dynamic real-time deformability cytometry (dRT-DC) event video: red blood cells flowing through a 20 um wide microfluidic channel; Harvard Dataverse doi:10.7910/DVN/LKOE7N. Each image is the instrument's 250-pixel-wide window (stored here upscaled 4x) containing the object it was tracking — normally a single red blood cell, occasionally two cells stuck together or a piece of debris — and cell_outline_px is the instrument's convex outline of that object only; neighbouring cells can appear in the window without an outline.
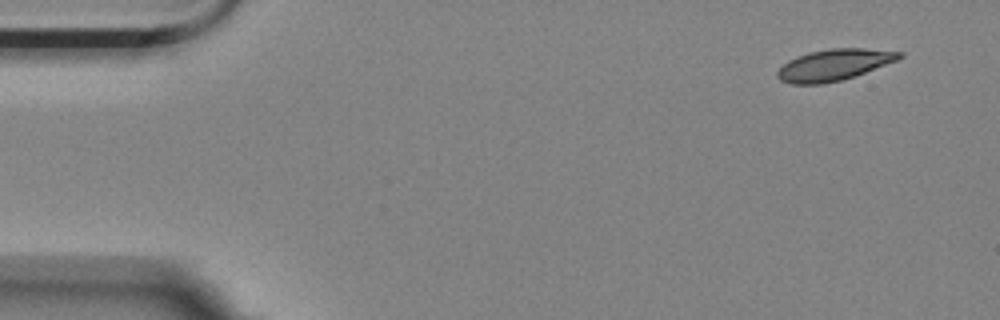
{"species": "Egyptian fruit bat (a non-hibernating species)", "species_latin": "Rousettus aegyptiacus", "temperature_condition": "room temperature", "stored_images_in_passage": 4, "segment_of_instrument_passage": [2, 2], "camera_frame_rate_fps": 3000, "um_per_image_px": 0.085, "animal": {"sex": "female"}, "frame": {"image": 1, "passage_image": 4, "time_ms": 1.0, "image_size_px": [1000, 320], "cell_outline_px": [[904, 56], [896, 60], [864, 72], [840, 80], [820, 84], [792, 84], [780, 80], [776, 76], [776, 72], [788, 60], [796, 56], [808, 52], [828, 48], [864, 48], [904, 52]], "centroid_in_image_um": [70.85, 5.5], "position_along_channel_um": 14.2, "area_um2": 22.08}}